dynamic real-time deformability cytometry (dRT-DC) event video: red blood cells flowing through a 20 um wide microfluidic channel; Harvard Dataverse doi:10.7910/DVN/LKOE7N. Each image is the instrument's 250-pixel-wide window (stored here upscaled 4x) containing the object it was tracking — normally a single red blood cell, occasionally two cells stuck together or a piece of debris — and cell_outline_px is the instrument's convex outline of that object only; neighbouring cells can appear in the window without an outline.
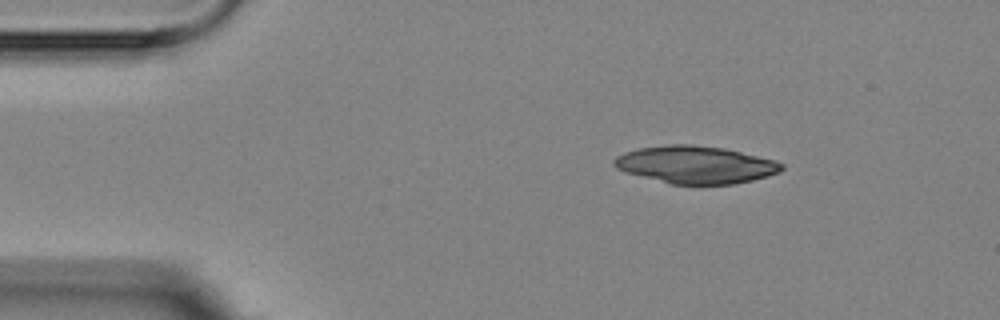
{"species": "Egyptian fruit bat (a non-hibernating species)", "species_latin": "Rousettus aegyptiacus", "temperature_condition": "room temperature", "stored_images_in_passage": 2, "camera_frame_rate_fps": 3000, "um_per_image_px": 0.085, "animal": {"sex": "female"}, "frame": {"image": 1, "passage_image": 2, "time_ms": 1.333, "image_size_px": [1000, 320], "cell_outline_px": [[784, 168], [780, 172], [768, 176], [736, 184], [672, 184], [624, 172], [616, 168], [612, 164], [612, 160], [616, 156], [624, 152], [636, 148], [668, 144], [692, 144], [724, 148], [772, 160], [784, 164]], "centroid_in_image_um": [59.07, 13.99], "position_along_channel_um": 25.9, "area_um2": 36.65}}